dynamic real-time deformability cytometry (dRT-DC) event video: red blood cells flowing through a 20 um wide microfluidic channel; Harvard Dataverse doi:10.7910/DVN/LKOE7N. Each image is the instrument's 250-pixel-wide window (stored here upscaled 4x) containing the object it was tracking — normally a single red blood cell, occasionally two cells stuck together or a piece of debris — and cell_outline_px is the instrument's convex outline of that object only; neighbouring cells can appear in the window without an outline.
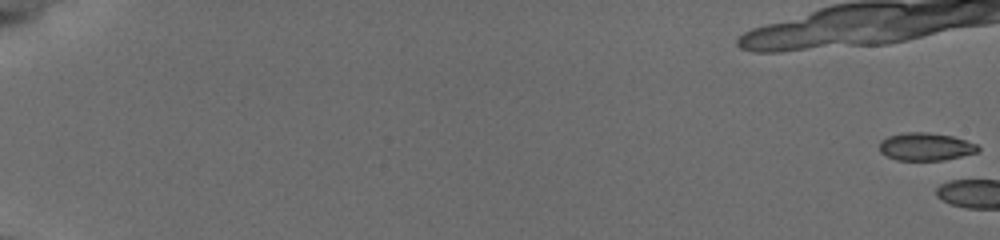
{"species": "common noctule bat (a hibernating species)", "species_latin": "Nyctalus noctula", "temperature_condition": "cold", "stored_images_in_passage": 5, "camera_frame_rate_fps": 3000, "um_per_image_px": 0.085, "animal": {"sex": "female", "body_mass_g": 19.5, "forearm_length_mm": 54.1}, "frame": {"image": 1, "passage_image": 1, "time_ms": 0.0, "image_size_px": [1000, 240], "cell_outline_px": [[980, 148], [976, 152], [944, 160], [896, 160], [880, 152], [880, 140], [888, 136], [904, 132], [924, 132], [952, 136], [976, 144]], "centroid_in_image_um": [78.64, 12.46], "position_along_channel_um": 6.4, "area_um2": 15.78}}